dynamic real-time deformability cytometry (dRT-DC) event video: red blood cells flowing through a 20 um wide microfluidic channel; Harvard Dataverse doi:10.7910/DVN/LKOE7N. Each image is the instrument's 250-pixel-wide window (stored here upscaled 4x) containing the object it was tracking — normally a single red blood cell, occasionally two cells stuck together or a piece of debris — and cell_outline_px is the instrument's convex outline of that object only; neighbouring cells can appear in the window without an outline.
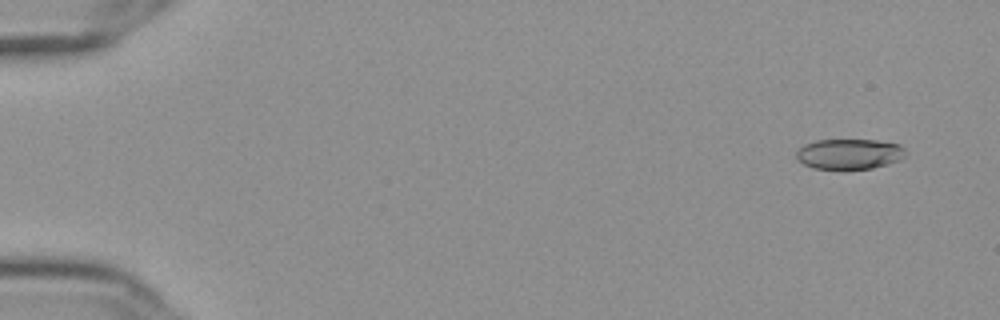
{"species": "Egyptian fruit bat (a non-hibernating species)", "species_latin": "Rousettus aegyptiacus", "temperature_condition": "cold", "stored_images_in_passage": 57, "camera_frame_rate_fps": 3000, "um_per_image_px": 0.085, "frame": {"image": 1, "passage_image": 4, "time_ms": 1.0, "image_size_px": [1000, 320], "cell_outline_px": [[908, 152], [900, 160], [888, 164], [872, 168], [812, 168], [796, 160], [796, 148], [804, 144], [816, 140], [876, 140], [900, 144]], "centroid_in_image_um": [72.18, 13.07], "position_along_channel_um": 12.8, "area_um2": 19.42}}
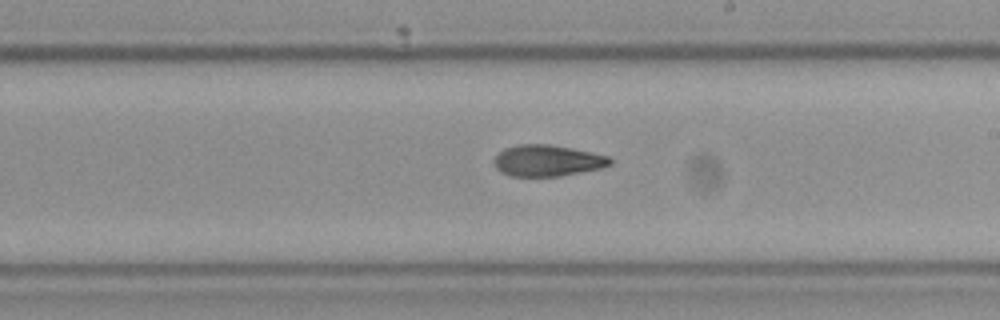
{"frame": {"image": 2, "passage_image": 34, "time_ms": 11.0, "image_size_px": [1000, 320], "cell_outline_px": [[612, 164], [604, 168], [560, 176], [512, 176], [500, 172], [496, 168], [492, 160], [504, 148], [520, 144], [548, 144], [572, 148], [608, 156], [612, 160]], "centroid_in_image_um": [46.53, 13.66], "position_along_channel_um": 242.5, "area_um2": 21.27}}
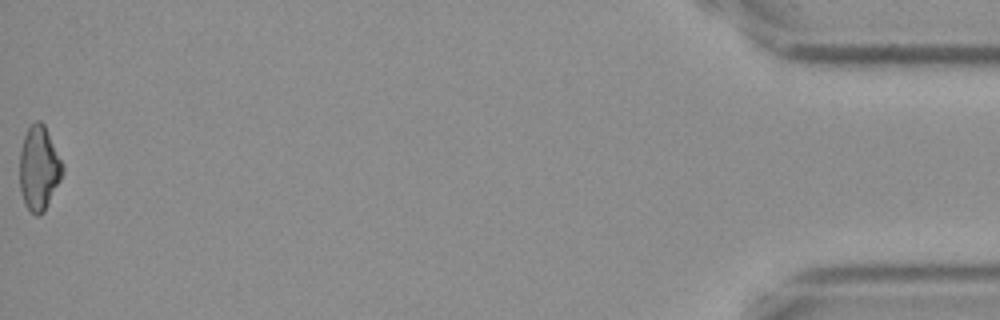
{"frame": {"image": 3, "passage_image": 57, "time_ms": 18.667, "image_size_px": [1000, 320], "cell_outline_px": [[64, 172], [44, 212], [40, 216], [36, 216], [24, 204], [20, 188], [20, 152], [24, 136], [28, 128], [36, 120], [40, 120], [44, 124], [64, 164]], "centroid_in_image_um": [3.32, 14.3], "position_along_channel_um": 431.9, "area_um2": 21.1}, "authors_computed_cell_mechanics": {"area_um2": 21.097, "velocity_mm_per_s": 3.6578, "shape_relaxation_time_tau1_ms": 6.7026, "shape_relaxation_time_tau2_ms": 5.5028, "deformation_change_tau1": 0.1657, "deformation_change_tau2": 0.1182}}